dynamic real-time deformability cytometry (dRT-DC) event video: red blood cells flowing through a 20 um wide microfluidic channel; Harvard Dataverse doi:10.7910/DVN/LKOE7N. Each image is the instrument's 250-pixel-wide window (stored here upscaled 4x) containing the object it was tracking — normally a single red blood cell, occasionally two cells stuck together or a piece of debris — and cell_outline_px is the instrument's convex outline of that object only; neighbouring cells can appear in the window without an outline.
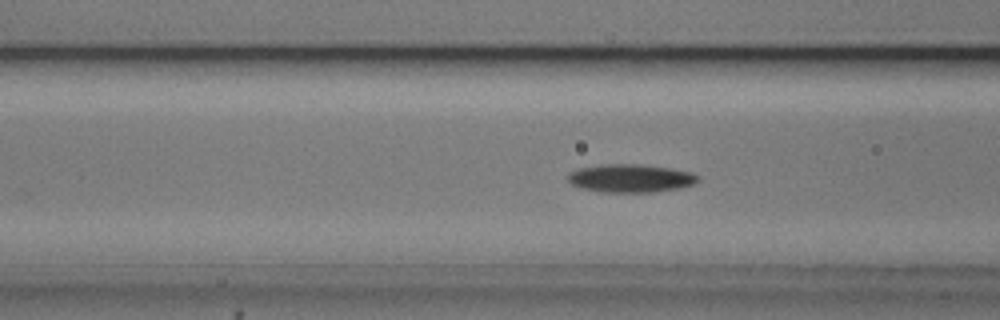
{"species": "common noctule bat (a hibernating species)", "species_latin": "Nyctalus noctula", "temperature_condition": "cold", "stored_images_in_passage": 38, "camera_frame_rate_fps": 3000, "um_per_image_px": 0.085, "animal": {"sex": "male", "body_mass_g": 20.5, "forearm_length_mm": 52.5}, "frame": {"image": 1, "passage_image": 14, "time_ms": 4.333, "image_size_px": [1000, 320], "cell_outline_px": [[700, 180], [692, 184], [676, 188], [652, 192], [604, 192], [584, 188], [572, 184], [568, 180], [568, 172], [580, 168], [608, 164], [640, 164], [668, 168], [688, 172], [700, 176]], "centroid_in_image_um": [53.59, 15.15], "position_along_channel_um": 113.0, "area_um2": 20.92}}
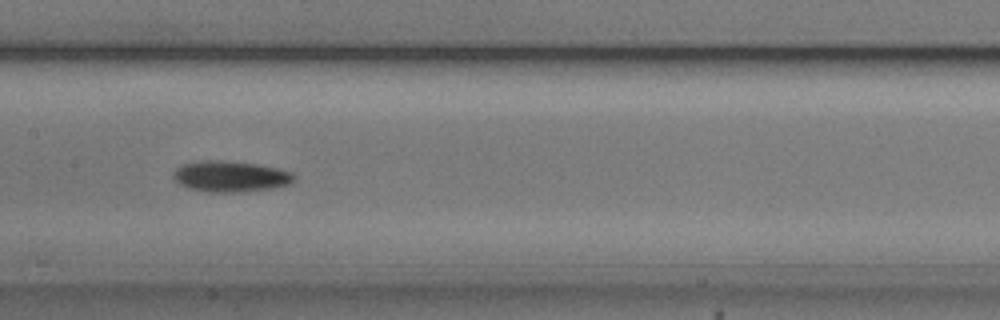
{"frame": {"image": 2, "passage_image": 20, "time_ms": 6.333, "image_size_px": [1000, 320], "cell_outline_px": [[296, 176], [288, 184], [272, 188], [240, 192], [208, 192], [188, 188], [180, 184], [172, 176], [176, 168], [180, 164], [200, 160], [224, 160], [256, 164], [276, 168], [292, 172]], "centroid_in_image_um": [19.54, 14.98], "position_along_channel_um": 187.9, "area_um2": 21.79}}
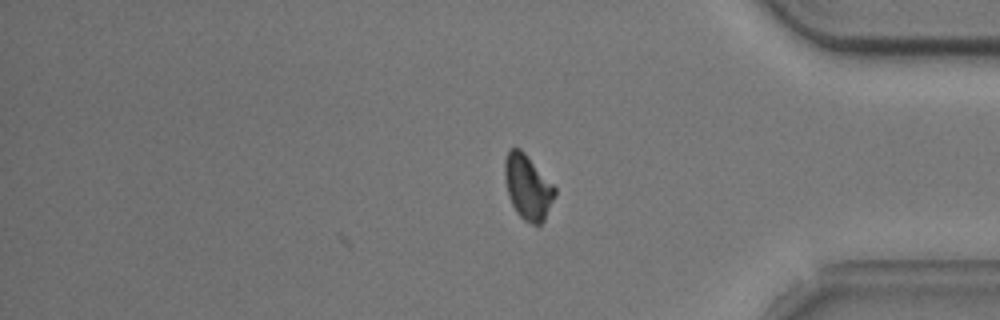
{"frame": {"image": 3, "passage_image": 38, "time_ms": 12.333, "image_size_px": [1000, 320], "cell_outline_px": [[556, 192], [544, 220], [540, 224], [532, 224], [524, 220], [516, 212], [508, 196], [504, 180], [504, 160], [508, 148], [520, 148], [524, 152], [556, 188]], "centroid_in_image_um": [44.82, 15.88], "position_along_channel_um": 390.4, "area_um2": 18.84}, "authors_computed_cell_mechanics": {"area_um2": 19.8832, "velocity_mm_per_s": 3.7104, "shape_relaxation_time_tau1_ms": 2.3799, "shape_relaxation_time_tau2_ms": null, "deformation_change_tau1": 0.1095, "deformation_change_tau2": null}}